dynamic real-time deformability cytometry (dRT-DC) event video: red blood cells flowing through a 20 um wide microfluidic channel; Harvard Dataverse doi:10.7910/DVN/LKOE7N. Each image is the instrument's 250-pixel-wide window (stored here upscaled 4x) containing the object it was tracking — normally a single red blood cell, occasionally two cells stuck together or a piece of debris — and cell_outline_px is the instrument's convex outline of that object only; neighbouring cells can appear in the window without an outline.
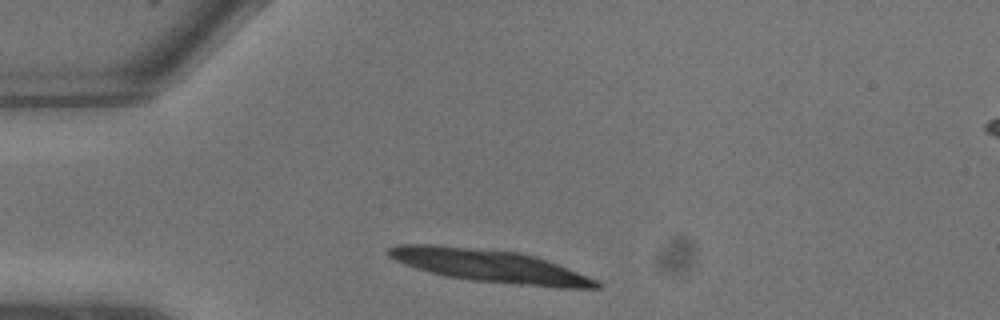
{"species": "common noctule bat (a hibernating species)", "species_latin": "Nyctalus noctula", "temperature_condition": "warm", "stored_images_in_passage": 4, "camera_frame_rate_fps": 3000, "um_per_image_px": 0.085, "animal": {"sex": "male", "body_mass_g": 13.3}, "frame": {"image": 1, "passage_image": 1, "time_ms": 0.0, "image_size_px": [1000, 320], "cell_outline_px": [[604, 284], [600, 288], [560, 288], [472, 280], [448, 276], [416, 268], [396, 260], [388, 256], [384, 252], [388, 248], [400, 244], [436, 244], [520, 252], [548, 260], [568, 268], [596, 280]], "centroid_in_image_um": [41.65, 22.59], "position_along_channel_um": 43.4, "area_um2": 39.36}}